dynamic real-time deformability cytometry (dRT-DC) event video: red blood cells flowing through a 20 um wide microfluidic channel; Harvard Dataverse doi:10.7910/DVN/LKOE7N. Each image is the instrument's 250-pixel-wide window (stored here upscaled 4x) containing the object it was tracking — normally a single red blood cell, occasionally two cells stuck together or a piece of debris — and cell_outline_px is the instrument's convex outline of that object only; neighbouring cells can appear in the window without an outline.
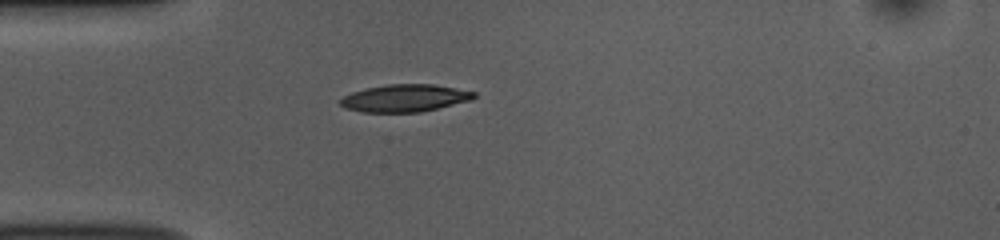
{"species": "common noctule bat (a hibernating species)", "species_latin": "Nyctalus noctula", "temperature_condition": "room temperature", "stored_images_in_passage": 39, "camera_frame_rate_fps": 3000, "um_per_image_px": 0.085, "animal": {"sex": "female", "body_mass_g": 10.0, "forearm_length_mm": 53.1}, "frame": {"image": 1, "passage_image": 1, "time_ms": 0.0, "image_size_px": [1000, 240], "cell_outline_px": [[476, 96], [472, 100], [420, 112], [360, 112], [344, 108], [340, 104], [340, 100], [344, 96], [352, 92], [364, 88], [388, 84], [432, 84], [456, 88], [476, 92]], "centroid_in_image_um": [34.4, 8.34], "position_along_channel_um": 50.6, "area_um2": 21.39}}
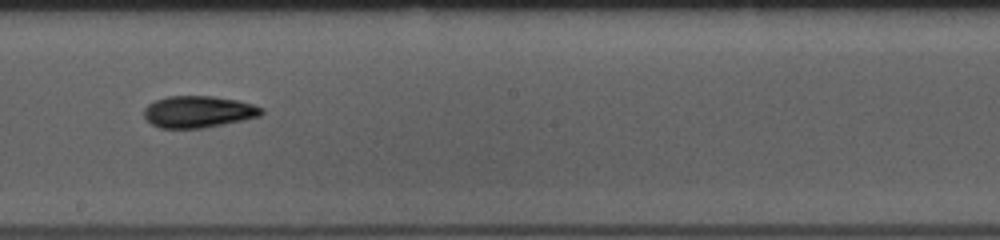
{"frame": {"image": 2, "passage_image": 16, "time_ms": 5.0, "image_size_px": [1000, 240], "cell_outline_px": [[264, 112], [260, 116], [224, 124], [204, 128], [160, 128], [152, 124], [144, 116], [144, 108], [148, 104], [156, 100], [168, 96], [212, 96], [236, 100], [252, 104], [264, 108]], "centroid_in_image_um": [16.86, 9.5], "position_along_channel_um": 231.3, "area_um2": 21.68}}
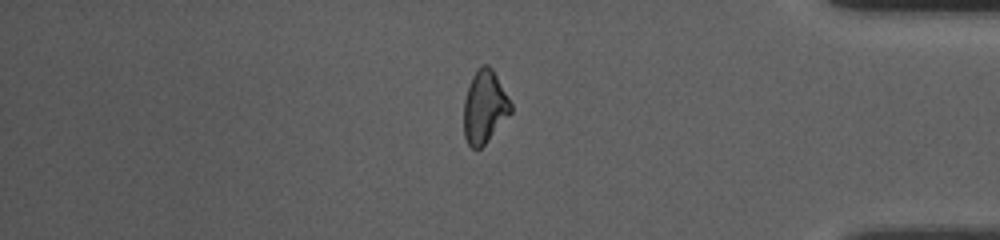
{"frame": {"image": 3, "passage_image": 31, "time_ms": 10.0, "image_size_px": [1000, 240], "cell_outline_px": [[512, 112], [484, 144], [480, 148], [472, 148], [468, 144], [464, 136], [464, 100], [472, 76], [484, 64], [488, 64], [492, 68], [512, 104]], "centroid_in_image_um": [41.19, 9.09], "position_along_channel_um": 394.0, "area_um2": 19.59}, "authors_computed_cell_mechanics": {"area_um2": 20.808, "velocity_mm_per_s": 3.8071, "shape_relaxation_time_tau1_ms": 4.1382, "shape_relaxation_time_tau2_ms": 4.2628, "deformation_change_tau1": 0.1602, "deformation_change_tau2": 0.1185}}